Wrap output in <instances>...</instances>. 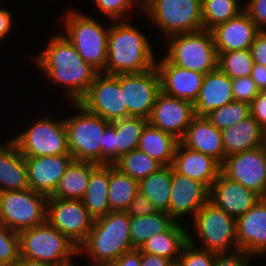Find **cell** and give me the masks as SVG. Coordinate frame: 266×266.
<instances>
[{
  "label": "cell",
  "mask_w": 266,
  "mask_h": 266,
  "mask_svg": "<svg viewBox=\"0 0 266 266\" xmlns=\"http://www.w3.org/2000/svg\"><path fill=\"white\" fill-rule=\"evenodd\" d=\"M262 197L251 189L231 180L220 172L210 188L209 200L237 219L252 208Z\"/></svg>",
  "instance_id": "obj_18"
},
{
  "label": "cell",
  "mask_w": 266,
  "mask_h": 266,
  "mask_svg": "<svg viewBox=\"0 0 266 266\" xmlns=\"http://www.w3.org/2000/svg\"><path fill=\"white\" fill-rule=\"evenodd\" d=\"M188 242V231L182 222H176L168 231L159 233L145 241L139 250L165 257L171 261L179 259L182 248Z\"/></svg>",
  "instance_id": "obj_30"
},
{
  "label": "cell",
  "mask_w": 266,
  "mask_h": 266,
  "mask_svg": "<svg viewBox=\"0 0 266 266\" xmlns=\"http://www.w3.org/2000/svg\"><path fill=\"white\" fill-rule=\"evenodd\" d=\"M254 63L266 66V30H260L250 46Z\"/></svg>",
  "instance_id": "obj_48"
},
{
  "label": "cell",
  "mask_w": 266,
  "mask_h": 266,
  "mask_svg": "<svg viewBox=\"0 0 266 266\" xmlns=\"http://www.w3.org/2000/svg\"><path fill=\"white\" fill-rule=\"evenodd\" d=\"M244 10L260 30H266V0H249Z\"/></svg>",
  "instance_id": "obj_47"
},
{
  "label": "cell",
  "mask_w": 266,
  "mask_h": 266,
  "mask_svg": "<svg viewBox=\"0 0 266 266\" xmlns=\"http://www.w3.org/2000/svg\"><path fill=\"white\" fill-rule=\"evenodd\" d=\"M175 223L176 221L164 211L130 217V238L133 247L139 249L150 237L168 231Z\"/></svg>",
  "instance_id": "obj_33"
},
{
  "label": "cell",
  "mask_w": 266,
  "mask_h": 266,
  "mask_svg": "<svg viewBox=\"0 0 266 266\" xmlns=\"http://www.w3.org/2000/svg\"><path fill=\"white\" fill-rule=\"evenodd\" d=\"M194 118L195 110L192 102L160 91L148 123L180 141Z\"/></svg>",
  "instance_id": "obj_15"
},
{
  "label": "cell",
  "mask_w": 266,
  "mask_h": 266,
  "mask_svg": "<svg viewBox=\"0 0 266 266\" xmlns=\"http://www.w3.org/2000/svg\"><path fill=\"white\" fill-rule=\"evenodd\" d=\"M252 257V255L242 250L216 254L213 266H250L249 263Z\"/></svg>",
  "instance_id": "obj_46"
},
{
  "label": "cell",
  "mask_w": 266,
  "mask_h": 266,
  "mask_svg": "<svg viewBox=\"0 0 266 266\" xmlns=\"http://www.w3.org/2000/svg\"><path fill=\"white\" fill-rule=\"evenodd\" d=\"M161 91L167 95L190 101L197 100L205 74L180 68L164 56L156 61Z\"/></svg>",
  "instance_id": "obj_19"
},
{
  "label": "cell",
  "mask_w": 266,
  "mask_h": 266,
  "mask_svg": "<svg viewBox=\"0 0 266 266\" xmlns=\"http://www.w3.org/2000/svg\"><path fill=\"white\" fill-rule=\"evenodd\" d=\"M232 101V79L217 68L205 74L199 96L193 104L195 117H206L214 109Z\"/></svg>",
  "instance_id": "obj_24"
},
{
  "label": "cell",
  "mask_w": 266,
  "mask_h": 266,
  "mask_svg": "<svg viewBox=\"0 0 266 266\" xmlns=\"http://www.w3.org/2000/svg\"><path fill=\"white\" fill-rule=\"evenodd\" d=\"M97 8L112 21L122 20L133 5L142 11V0H94Z\"/></svg>",
  "instance_id": "obj_42"
},
{
  "label": "cell",
  "mask_w": 266,
  "mask_h": 266,
  "mask_svg": "<svg viewBox=\"0 0 266 266\" xmlns=\"http://www.w3.org/2000/svg\"><path fill=\"white\" fill-rule=\"evenodd\" d=\"M115 127V141L117 146V160L138 149L143 129L148 124V119L141 117H129L111 121Z\"/></svg>",
  "instance_id": "obj_35"
},
{
  "label": "cell",
  "mask_w": 266,
  "mask_h": 266,
  "mask_svg": "<svg viewBox=\"0 0 266 266\" xmlns=\"http://www.w3.org/2000/svg\"><path fill=\"white\" fill-rule=\"evenodd\" d=\"M142 13L165 35L203 29L202 0H142Z\"/></svg>",
  "instance_id": "obj_6"
},
{
  "label": "cell",
  "mask_w": 266,
  "mask_h": 266,
  "mask_svg": "<svg viewBox=\"0 0 266 266\" xmlns=\"http://www.w3.org/2000/svg\"><path fill=\"white\" fill-rule=\"evenodd\" d=\"M141 265V251L133 249L121 255L117 260L107 264L106 266H140Z\"/></svg>",
  "instance_id": "obj_50"
},
{
  "label": "cell",
  "mask_w": 266,
  "mask_h": 266,
  "mask_svg": "<svg viewBox=\"0 0 266 266\" xmlns=\"http://www.w3.org/2000/svg\"><path fill=\"white\" fill-rule=\"evenodd\" d=\"M73 160L72 155L25 157L29 189L49 197Z\"/></svg>",
  "instance_id": "obj_21"
},
{
  "label": "cell",
  "mask_w": 266,
  "mask_h": 266,
  "mask_svg": "<svg viewBox=\"0 0 266 266\" xmlns=\"http://www.w3.org/2000/svg\"><path fill=\"white\" fill-rule=\"evenodd\" d=\"M172 166H162L157 171L138 182V191L150 202L169 214Z\"/></svg>",
  "instance_id": "obj_32"
},
{
  "label": "cell",
  "mask_w": 266,
  "mask_h": 266,
  "mask_svg": "<svg viewBox=\"0 0 266 266\" xmlns=\"http://www.w3.org/2000/svg\"><path fill=\"white\" fill-rule=\"evenodd\" d=\"M13 266H54L48 263H43L41 261L30 260L21 257L13 264Z\"/></svg>",
  "instance_id": "obj_54"
},
{
  "label": "cell",
  "mask_w": 266,
  "mask_h": 266,
  "mask_svg": "<svg viewBox=\"0 0 266 266\" xmlns=\"http://www.w3.org/2000/svg\"><path fill=\"white\" fill-rule=\"evenodd\" d=\"M216 254L197 247L194 237L188 232V242L182 248L178 260L183 266H213Z\"/></svg>",
  "instance_id": "obj_41"
},
{
  "label": "cell",
  "mask_w": 266,
  "mask_h": 266,
  "mask_svg": "<svg viewBox=\"0 0 266 266\" xmlns=\"http://www.w3.org/2000/svg\"><path fill=\"white\" fill-rule=\"evenodd\" d=\"M262 154H263V160L265 165V172H266V146H261Z\"/></svg>",
  "instance_id": "obj_55"
},
{
  "label": "cell",
  "mask_w": 266,
  "mask_h": 266,
  "mask_svg": "<svg viewBox=\"0 0 266 266\" xmlns=\"http://www.w3.org/2000/svg\"><path fill=\"white\" fill-rule=\"evenodd\" d=\"M171 166L176 172L204 183L209 189L221 172V164L216 159L190 149L180 141Z\"/></svg>",
  "instance_id": "obj_23"
},
{
  "label": "cell",
  "mask_w": 266,
  "mask_h": 266,
  "mask_svg": "<svg viewBox=\"0 0 266 266\" xmlns=\"http://www.w3.org/2000/svg\"><path fill=\"white\" fill-rule=\"evenodd\" d=\"M121 90L129 117L149 119L161 91L158 71L121 74Z\"/></svg>",
  "instance_id": "obj_14"
},
{
  "label": "cell",
  "mask_w": 266,
  "mask_h": 266,
  "mask_svg": "<svg viewBox=\"0 0 266 266\" xmlns=\"http://www.w3.org/2000/svg\"><path fill=\"white\" fill-rule=\"evenodd\" d=\"M232 90L235 101L251 104L260 93L251 76L232 79Z\"/></svg>",
  "instance_id": "obj_43"
},
{
  "label": "cell",
  "mask_w": 266,
  "mask_h": 266,
  "mask_svg": "<svg viewBox=\"0 0 266 266\" xmlns=\"http://www.w3.org/2000/svg\"><path fill=\"white\" fill-rule=\"evenodd\" d=\"M64 20L66 31L63 34L84 61L101 73L107 60L109 27L105 28L91 16L75 10H69Z\"/></svg>",
  "instance_id": "obj_7"
},
{
  "label": "cell",
  "mask_w": 266,
  "mask_h": 266,
  "mask_svg": "<svg viewBox=\"0 0 266 266\" xmlns=\"http://www.w3.org/2000/svg\"><path fill=\"white\" fill-rule=\"evenodd\" d=\"M71 104L79 113L64 119L69 152L76 161L101 164L103 134L111 122L90 113L79 103Z\"/></svg>",
  "instance_id": "obj_8"
},
{
  "label": "cell",
  "mask_w": 266,
  "mask_h": 266,
  "mask_svg": "<svg viewBox=\"0 0 266 266\" xmlns=\"http://www.w3.org/2000/svg\"><path fill=\"white\" fill-rule=\"evenodd\" d=\"M251 78L260 92L266 91V66L254 63Z\"/></svg>",
  "instance_id": "obj_51"
},
{
  "label": "cell",
  "mask_w": 266,
  "mask_h": 266,
  "mask_svg": "<svg viewBox=\"0 0 266 266\" xmlns=\"http://www.w3.org/2000/svg\"><path fill=\"white\" fill-rule=\"evenodd\" d=\"M221 172L262 198L266 195V172L261 147L227 156L221 164Z\"/></svg>",
  "instance_id": "obj_16"
},
{
  "label": "cell",
  "mask_w": 266,
  "mask_h": 266,
  "mask_svg": "<svg viewBox=\"0 0 266 266\" xmlns=\"http://www.w3.org/2000/svg\"><path fill=\"white\" fill-rule=\"evenodd\" d=\"M262 146H266V126L263 128Z\"/></svg>",
  "instance_id": "obj_56"
},
{
  "label": "cell",
  "mask_w": 266,
  "mask_h": 266,
  "mask_svg": "<svg viewBox=\"0 0 266 266\" xmlns=\"http://www.w3.org/2000/svg\"><path fill=\"white\" fill-rule=\"evenodd\" d=\"M179 140L149 123L143 129L138 149L145 152L162 166L173 163L176 147Z\"/></svg>",
  "instance_id": "obj_31"
},
{
  "label": "cell",
  "mask_w": 266,
  "mask_h": 266,
  "mask_svg": "<svg viewBox=\"0 0 266 266\" xmlns=\"http://www.w3.org/2000/svg\"><path fill=\"white\" fill-rule=\"evenodd\" d=\"M217 52L250 49L260 29L243 10L236 17L211 30Z\"/></svg>",
  "instance_id": "obj_22"
},
{
  "label": "cell",
  "mask_w": 266,
  "mask_h": 266,
  "mask_svg": "<svg viewBox=\"0 0 266 266\" xmlns=\"http://www.w3.org/2000/svg\"><path fill=\"white\" fill-rule=\"evenodd\" d=\"M218 53V68L231 79L250 76L254 61L250 49Z\"/></svg>",
  "instance_id": "obj_38"
},
{
  "label": "cell",
  "mask_w": 266,
  "mask_h": 266,
  "mask_svg": "<svg viewBox=\"0 0 266 266\" xmlns=\"http://www.w3.org/2000/svg\"><path fill=\"white\" fill-rule=\"evenodd\" d=\"M35 60L36 65L52 82L66 88L72 103H78L84 97L100 73L84 61L64 34L52 37Z\"/></svg>",
  "instance_id": "obj_1"
},
{
  "label": "cell",
  "mask_w": 266,
  "mask_h": 266,
  "mask_svg": "<svg viewBox=\"0 0 266 266\" xmlns=\"http://www.w3.org/2000/svg\"><path fill=\"white\" fill-rule=\"evenodd\" d=\"M147 37L128 21L109 26L107 60L103 74L142 73L155 68L156 59Z\"/></svg>",
  "instance_id": "obj_2"
},
{
  "label": "cell",
  "mask_w": 266,
  "mask_h": 266,
  "mask_svg": "<svg viewBox=\"0 0 266 266\" xmlns=\"http://www.w3.org/2000/svg\"><path fill=\"white\" fill-rule=\"evenodd\" d=\"M171 262L165 257L141 252L140 266H169Z\"/></svg>",
  "instance_id": "obj_52"
},
{
  "label": "cell",
  "mask_w": 266,
  "mask_h": 266,
  "mask_svg": "<svg viewBox=\"0 0 266 266\" xmlns=\"http://www.w3.org/2000/svg\"><path fill=\"white\" fill-rule=\"evenodd\" d=\"M113 165L138 182L162 167L160 163L139 149L121 156Z\"/></svg>",
  "instance_id": "obj_37"
},
{
  "label": "cell",
  "mask_w": 266,
  "mask_h": 266,
  "mask_svg": "<svg viewBox=\"0 0 266 266\" xmlns=\"http://www.w3.org/2000/svg\"><path fill=\"white\" fill-rule=\"evenodd\" d=\"M164 57L174 65L206 74L218 68V53L212 31L175 34L167 37Z\"/></svg>",
  "instance_id": "obj_5"
},
{
  "label": "cell",
  "mask_w": 266,
  "mask_h": 266,
  "mask_svg": "<svg viewBox=\"0 0 266 266\" xmlns=\"http://www.w3.org/2000/svg\"><path fill=\"white\" fill-rule=\"evenodd\" d=\"M29 127L12 139L24 157L71 155L64 119L45 116Z\"/></svg>",
  "instance_id": "obj_11"
},
{
  "label": "cell",
  "mask_w": 266,
  "mask_h": 266,
  "mask_svg": "<svg viewBox=\"0 0 266 266\" xmlns=\"http://www.w3.org/2000/svg\"><path fill=\"white\" fill-rule=\"evenodd\" d=\"M251 115L250 105L240 101H232L221 108L214 109L206 116L217 129L231 127Z\"/></svg>",
  "instance_id": "obj_39"
},
{
  "label": "cell",
  "mask_w": 266,
  "mask_h": 266,
  "mask_svg": "<svg viewBox=\"0 0 266 266\" xmlns=\"http://www.w3.org/2000/svg\"><path fill=\"white\" fill-rule=\"evenodd\" d=\"M87 111L105 120L129 118L121 90V74L106 75L99 73L89 90L78 102Z\"/></svg>",
  "instance_id": "obj_12"
},
{
  "label": "cell",
  "mask_w": 266,
  "mask_h": 266,
  "mask_svg": "<svg viewBox=\"0 0 266 266\" xmlns=\"http://www.w3.org/2000/svg\"><path fill=\"white\" fill-rule=\"evenodd\" d=\"M130 217L158 213L159 210L141 192H137L135 198L125 211Z\"/></svg>",
  "instance_id": "obj_45"
},
{
  "label": "cell",
  "mask_w": 266,
  "mask_h": 266,
  "mask_svg": "<svg viewBox=\"0 0 266 266\" xmlns=\"http://www.w3.org/2000/svg\"><path fill=\"white\" fill-rule=\"evenodd\" d=\"M138 192V181L109 164L108 200L111 211L125 212Z\"/></svg>",
  "instance_id": "obj_34"
},
{
  "label": "cell",
  "mask_w": 266,
  "mask_h": 266,
  "mask_svg": "<svg viewBox=\"0 0 266 266\" xmlns=\"http://www.w3.org/2000/svg\"><path fill=\"white\" fill-rule=\"evenodd\" d=\"M240 0H202V26L211 31L244 10Z\"/></svg>",
  "instance_id": "obj_36"
},
{
  "label": "cell",
  "mask_w": 266,
  "mask_h": 266,
  "mask_svg": "<svg viewBox=\"0 0 266 266\" xmlns=\"http://www.w3.org/2000/svg\"><path fill=\"white\" fill-rule=\"evenodd\" d=\"M29 188L25 157L11 139L0 145V193Z\"/></svg>",
  "instance_id": "obj_26"
},
{
  "label": "cell",
  "mask_w": 266,
  "mask_h": 266,
  "mask_svg": "<svg viewBox=\"0 0 266 266\" xmlns=\"http://www.w3.org/2000/svg\"><path fill=\"white\" fill-rule=\"evenodd\" d=\"M251 116L264 128L266 126V91L260 92L250 104Z\"/></svg>",
  "instance_id": "obj_49"
},
{
  "label": "cell",
  "mask_w": 266,
  "mask_h": 266,
  "mask_svg": "<svg viewBox=\"0 0 266 266\" xmlns=\"http://www.w3.org/2000/svg\"><path fill=\"white\" fill-rule=\"evenodd\" d=\"M180 142L190 149L213 157L220 164L224 162L221 130L212 125L206 117H195Z\"/></svg>",
  "instance_id": "obj_25"
},
{
  "label": "cell",
  "mask_w": 266,
  "mask_h": 266,
  "mask_svg": "<svg viewBox=\"0 0 266 266\" xmlns=\"http://www.w3.org/2000/svg\"><path fill=\"white\" fill-rule=\"evenodd\" d=\"M98 163L73 160L66 168L54 192L48 198L82 200L88 186L92 170Z\"/></svg>",
  "instance_id": "obj_28"
},
{
  "label": "cell",
  "mask_w": 266,
  "mask_h": 266,
  "mask_svg": "<svg viewBox=\"0 0 266 266\" xmlns=\"http://www.w3.org/2000/svg\"><path fill=\"white\" fill-rule=\"evenodd\" d=\"M48 197L32 189L0 193V221L17 233L46 222Z\"/></svg>",
  "instance_id": "obj_10"
},
{
  "label": "cell",
  "mask_w": 266,
  "mask_h": 266,
  "mask_svg": "<svg viewBox=\"0 0 266 266\" xmlns=\"http://www.w3.org/2000/svg\"><path fill=\"white\" fill-rule=\"evenodd\" d=\"M133 249L130 216L126 212L110 211L94 219L87 238L78 247V255L89 254L93 265L106 266Z\"/></svg>",
  "instance_id": "obj_3"
},
{
  "label": "cell",
  "mask_w": 266,
  "mask_h": 266,
  "mask_svg": "<svg viewBox=\"0 0 266 266\" xmlns=\"http://www.w3.org/2000/svg\"><path fill=\"white\" fill-rule=\"evenodd\" d=\"M12 27V15L11 12L5 8L0 7V41L5 39L7 34L11 31Z\"/></svg>",
  "instance_id": "obj_53"
},
{
  "label": "cell",
  "mask_w": 266,
  "mask_h": 266,
  "mask_svg": "<svg viewBox=\"0 0 266 266\" xmlns=\"http://www.w3.org/2000/svg\"><path fill=\"white\" fill-rule=\"evenodd\" d=\"M169 266H183V264L179 261H172Z\"/></svg>",
  "instance_id": "obj_57"
},
{
  "label": "cell",
  "mask_w": 266,
  "mask_h": 266,
  "mask_svg": "<svg viewBox=\"0 0 266 266\" xmlns=\"http://www.w3.org/2000/svg\"><path fill=\"white\" fill-rule=\"evenodd\" d=\"M117 161V146L115 141V127L110 125L103 134L101 144V164H114Z\"/></svg>",
  "instance_id": "obj_44"
},
{
  "label": "cell",
  "mask_w": 266,
  "mask_h": 266,
  "mask_svg": "<svg viewBox=\"0 0 266 266\" xmlns=\"http://www.w3.org/2000/svg\"><path fill=\"white\" fill-rule=\"evenodd\" d=\"M210 189L202 182L193 180L172 168L169 215L176 221L196 213L209 200Z\"/></svg>",
  "instance_id": "obj_17"
},
{
  "label": "cell",
  "mask_w": 266,
  "mask_h": 266,
  "mask_svg": "<svg viewBox=\"0 0 266 266\" xmlns=\"http://www.w3.org/2000/svg\"><path fill=\"white\" fill-rule=\"evenodd\" d=\"M20 256L54 266H70L78 246L47 221L18 233Z\"/></svg>",
  "instance_id": "obj_4"
},
{
  "label": "cell",
  "mask_w": 266,
  "mask_h": 266,
  "mask_svg": "<svg viewBox=\"0 0 266 266\" xmlns=\"http://www.w3.org/2000/svg\"><path fill=\"white\" fill-rule=\"evenodd\" d=\"M238 250L254 257L266 254V200L261 198L236 219Z\"/></svg>",
  "instance_id": "obj_20"
},
{
  "label": "cell",
  "mask_w": 266,
  "mask_h": 266,
  "mask_svg": "<svg viewBox=\"0 0 266 266\" xmlns=\"http://www.w3.org/2000/svg\"><path fill=\"white\" fill-rule=\"evenodd\" d=\"M224 159L235 153L262 146L263 127L251 115L231 127L221 130Z\"/></svg>",
  "instance_id": "obj_27"
},
{
  "label": "cell",
  "mask_w": 266,
  "mask_h": 266,
  "mask_svg": "<svg viewBox=\"0 0 266 266\" xmlns=\"http://www.w3.org/2000/svg\"><path fill=\"white\" fill-rule=\"evenodd\" d=\"M109 164H98L91 172L86 193L82 199L89 214L97 219L109 213Z\"/></svg>",
  "instance_id": "obj_29"
},
{
  "label": "cell",
  "mask_w": 266,
  "mask_h": 266,
  "mask_svg": "<svg viewBox=\"0 0 266 266\" xmlns=\"http://www.w3.org/2000/svg\"><path fill=\"white\" fill-rule=\"evenodd\" d=\"M70 266H74L73 263ZM91 266H105V265H91Z\"/></svg>",
  "instance_id": "obj_58"
},
{
  "label": "cell",
  "mask_w": 266,
  "mask_h": 266,
  "mask_svg": "<svg viewBox=\"0 0 266 266\" xmlns=\"http://www.w3.org/2000/svg\"><path fill=\"white\" fill-rule=\"evenodd\" d=\"M19 258V234L0 221V266H13Z\"/></svg>",
  "instance_id": "obj_40"
},
{
  "label": "cell",
  "mask_w": 266,
  "mask_h": 266,
  "mask_svg": "<svg viewBox=\"0 0 266 266\" xmlns=\"http://www.w3.org/2000/svg\"><path fill=\"white\" fill-rule=\"evenodd\" d=\"M201 244L199 248L217 254L238 250L236 219L208 200L192 218Z\"/></svg>",
  "instance_id": "obj_9"
},
{
  "label": "cell",
  "mask_w": 266,
  "mask_h": 266,
  "mask_svg": "<svg viewBox=\"0 0 266 266\" xmlns=\"http://www.w3.org/2000/svg\"><path fill=\"white\" fill-rule=\"evenodd\" d=\"M46 221L79 247L87 238L94 218L82 200L48 198Z\"/></svg>",
  "instance_id": "obj_13"
}]
</instances>
